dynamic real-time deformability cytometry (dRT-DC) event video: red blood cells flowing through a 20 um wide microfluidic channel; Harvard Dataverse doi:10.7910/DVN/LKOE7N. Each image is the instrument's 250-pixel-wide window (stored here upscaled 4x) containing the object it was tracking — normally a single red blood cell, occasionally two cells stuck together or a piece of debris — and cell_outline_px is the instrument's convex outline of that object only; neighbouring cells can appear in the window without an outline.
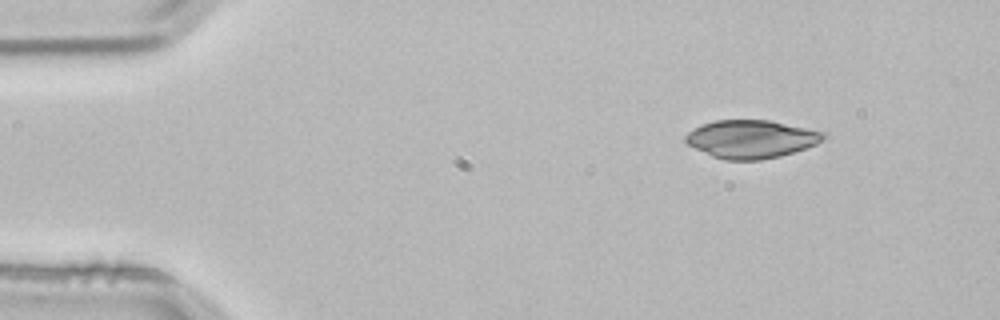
{"species": "common noctule bat (a hibernating species)", "species_latin": "Nyctalus noctula", "temperature_condition": "room temperature", "stored_images_in_passage": 3, "camera_frame_rate_fps": 3000, "um_per_image_px": 0.085, "animal": {"sex": "male", "body_mass_g": 21.5, "forearm_length_mm": 52.0}, "frame": {"image": 1, "passage_image": 1, "time_ms": 0.0, "image_size_px": [1000, 320], "cell_outline_px": [[828, 136], [824, 140], [816, 144], [780, 156], [760, 160], [724, 160], [712, 156], [688, 144], [684, 140], [684, 136], [688, 132], [700, 124], [716, 120], [772, 120], [824, 132]], "centroid_in_image_um": [63.85, 11.81], "position_along_channel_um": 21.2, "area_um2": 30.63}}